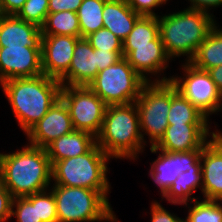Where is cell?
Masks as SVG:
<instances>
[{"label":"cell","instance_id":"cell-2","mask_svg":"<svg viewBox=\"0 0 222 222\" xmlns=\"http://www.w3.org/2000/svg\"><path fill=\"white\" fill-rule=\"evenodd\" d=\"M1 181L13 198L48 190L52 184V165L46 148L27 143L17 151L5 153Z\"/></svg>","mask_w":222,"mask_h":222},{"label":"cell","instance_id":"cell-14","mask_svg":"<svg viewBox=\"0 0 222 222\" xmlns=\"http://www.w3.org/2000/svg\"><path fill=\"white\" fill-rule=\"evenodd\" d=\"M74 130L69 110L60 98L25 135L27 136L28 144L46 148L55 139Z\"/></svg>","mask_w":222,"mask_h":222},{"label":"cell","instance_id":"cell-3","mask_svg":"<svg viewBox=\"0 0 222 222\" xmlns=\"http://www.w3.org/2000/svg\"><path fill=\"white\" fill-rule=\"evenodd\" d=\"M214 15L185 8L178 12L158 15L159 35L171 61L186 56L189 62L211 29L218 24Z\"/></svg>","mask_w":222,"mask_h":222},{"label":"cell","instance_id":"cell-6","mask_svg":"<svg viewBox=\"0 0 222 222\" xmlns=\"http://www.w3.org/2000/svg\"><path fill=\"white\" fill-rule=\"evenodd\" d=\"M58 222H119L109 199L84 187L52 185Z\"/></svg>","mask_w":222,"mask_h":222},{"label":"cell","instance_id":"cell-9","mask_svg":"<svg viewBox=\"0 0 222 222\" xmlns=\"http://www.w3.org/2000/svg\"><path fill=\"white\" fill-rule=\"evenodd\" d=\"M60 98L69 110L74 129L97 137L107 109L104 101L88 86H62Z\"/></svg>","mask_w":222,"mask_h":222},{"label":"cell","instance_id":"cell-20","mask_svg":"<svg viewBox=\"0 0 222 222\" xmlns=\"http://www.w3.org/2000/svg\"><path fill=\"white\" fill-rule=\"evenodd\" d=\"M95 144L96 137L92 134L85 131L74 130L69 134L62 135L58 139H55L46 147V151L51 165H53L56 161L85 154Z\"/></svg>","mask_w":222,"mask_h":222},{"label":"cell","instance_id":"cell-29","mask_svg":"<svg viewBox=\"0 0 222 222\" xmlns=\"http://www.w3.org/2000/svg\"><path fill=\"white\" fill-rule=\"evenodd\" d=\"M11 217H15L16 222H42L38 220L37 193L13 198Z\"/></svg>","mask_w":222,"mask_h":222},{"label":"cell","instance_id":"cell-26","mask_svg":"<svg viewBox=\"0 0 222 222\" xmlns=\"http://www.w3.org/2000/svg\"><path fill=\"white\" fill-rule=\"evenodd\" d=\"M107 0H83L78 8L77 16L81 30V38L103 28V9Z\"/></svg>","mask_w":222,"mask_h":222},{"label":"cell","instance_id":"cell-15","mask_svg":"<svg viewBox=\"0 0 222 222\" xmlns=\"http://www.w3.org/2000/svg\"><path fill=\"white\" fill-rule=\"evenodd\" d=\"M79 38L81 37L43 35L41 46L43 74L60 80L69 70L75 44Z\"/></svg>","mask_w":222,"mask_h":222},{"label":"cell","instance_id":"cell-38","mask_svg":"<svg viewBox=\"0 0 222 222\" xmlns=\"http://www.w3.org/2000/svg\"><path fill=\"white\" fill-rule=\"evenodd\" d=\"M188 2L190 3V6H187V8L204 11L212 15L213 13H211L210 10L213 9V7L216 9L219 6H222V0H188Z\"/></svg>","mask_w":222,"mask_h":222},{"label":"cell","instance_id":"cell-40","mask_svg":"<svg viewBox=\"0 0 222 222\" xmlns=\"http://www.w3.org/2000/svg\"><path fill=\"white\" fill-rule=\"evenodd\" d=\"M211 79L215 82L218 90L222 94V65L209 69L207 71Z\"/></svg>","mask_w":222,"mask_h":222},{"label":"cell","instance_id":"cell-13","mask_svg":"<svg viewBox=\"0 0 222 222\" xmlns=\"http://www.w3.org/2000/svg\"><path fill=\"white\" fill-rule=\"evenodd\" d=\"M42 74L41 48L0 47V84L5 80Z\"/></svg>","mask_w":222,"mask_h":222},{"label":"cell","instance_id":"cell-1","mask_svg":"<svg viewBox=\"0 0 222 222\" xmlns=\"http://www.w3.org/2000/svg\"><path fill=\"white\" fill-rule=\"evenodd\" d=\"M0 85L24 134L60 99L62 88L59 80L45 74L5 80Z\"/></svg>","mask_w":222,"mask_h":222},{"label":"cell","instance_id":"cell-25","mask_svg":"<svg viewBox=\"0 0 222 222\" xmlns=\"http://www.w3.org/2000/svg\"><path fill=\"white\" fill-rule=\"evenodd\" d=\"M42 35H67L81 37L79 20L76 12L60 11L48 13L41 27Z\"/></svg>","mask_w":222,"mask_h":222},{"label":"cell","instance_id":"cell-35","mask_svg":"<svg viewBox=\"0 0 222 222\" xmlns=\"http://www.w3.org/2000/svg\"><path fill=\"white\" fill-rule=\"evenodd\" d=\"M97 60L98 72L104 70L108 66L114 65L123 58V51H104L94 49Z\"/></svg>","mask_w":222,"mask_h":222},{"label":"cell","instance_id":"cell-10","mask_svg":"<svg viewBox=\"0 0 222 222\" xmlns=\"http://www.w3.org/2000/svg\"><path fill=\"white\" fill-rule=\"evenodd\" d=\"M184 63L181 65L183 77L175 74L169 76L170 81L185 98L210 119V115L219 111L222 94L207 71L197 69L189 62Z\"/></svg>","mask_w":222,"mask_h":222},{"label":"cell","instance_id":"cell-41","mask_svg":"<svg viewBox=\"0 0 222 222\" xmlns=\"http://www.w3.org/2000/svg\"><path fill=\"white\" fill-rule=\"evenodd\" d=\"M222 110V100H221V105H220V108H219V111L218 112H221ZM215 132H211V136L213 139H216V140H222V132L221 131H218V129L214 130Z\"/></svg>","mask_w":222,"mask_h":222},{"label":"cell","instance_id":"cell-11","mask_svg":"<svg viewBox=\"0 0 222 222\" xmlns=\"http://www.w3.org/2000/svg\"><path fill=\"white\" fill-rule=\"evenodd\" d=\"M151 153H159L157 159L150 165L149 175L164 195L181 173L192 169V166H201L200 157L202 149L187 152H165L154 146Z\"/></svg>","mask_w":222,"mask_h":222},{"label":"cell","instance_id":"cell-39","mask_svg":"<svg viewBox=\"0 0 222 222\" xmlns=\"http://www.w3.org/2000/svg\"><path fill=\"white\" fill-rule=\"evenodd\" d=\"M26 0H0V14L16 15Z\"/></svg>","mask_w":222,"mask_h":222},{"label":"cell","instance_id":"cell-33","mask_svg":"<svg viewBox=\"0 0 222 222\" xmlns=\"http://www.w3.org/2000/svg\"><path fill=\"white\" fill-rule=\"evenodd\" d=\"M128 5L138 14L143 16H158L155 13L156 8L164 3L161 0H126Z\"/></svg>","mask_w":222,"mask_h":222},{"label":"cell","instance_id":"cell-5","mask_svg":"<svg viewBox=\"0 0 222 222\" xmlns=\"http://www.w3.org/2000/svg\"><path fill=\"white\" fill-rule=\"evenodd\" d=\"M110 159L95 144L85 154L56 161L52 165V184L93 189L100 191L109 199L111 184L107 178V172Z\"/></svg>","mask_w":222,"mask_h":222},{"label":"cell","instance_id":"cell-42","mask_svg":"<svg viewBox=\"0 0 222 222\" xmlns=\"http://www.w3.org/2000/svg\"><path fill=\"white\" fill-rule=\"evenodd\" d=\"M3 157H4V152L0 153V180L2 179Z\"/></svg>","mask_w":222,"mask_h":222},{"label":"cell","instance_id":"cell-37","mask_svg":"<svg viewBox=\"0 0 222 222\" xmlns=\"http://www.w3.org/2000/svg\"><path fill=\"white\" fill-rule=\"evenodd\" d=\"M83 0H49V13H57L60 11L77 12Z\"/></svg>","mask_w":222,"mask_h":222},{"label":"cell","instance_id":"cell-43","mask_svg":"<svg viewBox=\"0 0 222 222\" xmlns=\"http://www.w3.org/2000/svg\"><path fill=\"white\" fill-rule=\"evenodd\" d=\"M164 4H166L169 0H161Z\"/></svg>","mask_w":222,"mask_h":222},{"label":"cell","instance_id":"cell-17","mask_svg":"<svg viewBox=\"0 0 222 222\" xmlns=\"http://www.w3.org/2000/svg\"><path fill=\"white\" fill-rule=\"evenodd\" d=\"M202 195L205 200L222 198V140L211 139L202 149Z\"/></svg>","mask_w":222,"mask_h":222},{"label":"cell","instance_id":"cell-21","mask_svg":"<svg viewBox=\"0 0 222 222\" xmlns=\"http://www.w3.org/2000/svg\"><path fill=\"white\" fill-rule=\"evenodd\" d=\"M103 27L122 41L130 34L137 19L136 13L126 0H107L103 9Z\"/></svg>","mask_w":222,"mask_h":222},{"label":"cell","instance_id":"cell-34","mask_svg":"<svg viewBox=\"0 0 222 222\" xmlns=\"http://www.w3.org/2000/svg\"><path fill=\"white\" fill-rule=\"evenodd\" d=\"M151 212L149 214L151 217V222H184V218H180L176 213H171L167 211L158 201H153L151 203Z\"/></svg>","mask_w":222,"mask_h":222},{"label":"cell","instance_id":"cell-8","mask_svg":"<svg viewBox=\"0 0 222 222\" xmlns=\"http://www.w3.org/2000/svg\"><path fill=\"white\" fill-rule=\"evenodd\" d=\"M146 83L123 57L99 71L88 87L108 106L135 102Z\"/></svg>","mask_w":222,"mask_h":222},{"label":"cell","instance_id":"cell-19","mask_svg":"<svg viewBox=\"0 0 222 222\" xmlns=\"http://www.w3.org/2000/svg\"><path fill=\"white\" fill-rule=\"evenodd\" d=\"M98 74L96 54L86 38L75 44L68 72L59 80L62 86H88Z\"/></svg>","mask_w":222,"mask_h":222},{"label":"cell","instance_id":"cell-22","mask_svg":"<svg viewBox=\"0 0 222 222\" xmlns=\"http://www.w3.org/2000/svg\"><path fill=\"white\" fill-rule=\"evenodd\" d=\"M200 188L202 193V170L201 166H192V169L181 173L175 182L170 186L168 191L162 196V199H166L169 204L189 205V201L198 200L191 195Z\"/></svg>","mask_w":222,"mask_h":222},{"label":"cell","instance_id":"cell-28","mask_svg":"<svg viewBox=\"0 0 222 222\" xmlns=\"http://www.w3.org/2000/svg\"><path fill=\"white\" fill-rule=\"evenodd\" d=\"M184 222H222V205L219 201L202 199L192 201Z\"/></svg>","mask_w":222,"mask_h":222},{"label":"cell","instance_id":"cell-16","mask_svg":"<svg viewBox=\"0 0 222 222\" xmlns=\"http://www.w3.org/2000/svg\"><path fill=\"white\" fill-rule=\"evenodd\" d=\"M210 127V124H169L154 147L168 153L203 149L212 139Z\"/></svg>","mask_w":222,"mask_h":222},{"label":"cell","instance_id":"cell-36","mask_svg":"<svg viewBox=\"0 0 222 222\" xmlns=\"http://www.w3.org/2000/svg\"><path fill=\"white\" fill-rule=\"evenodd\" d=\"M13 197L0 180V222L11 220Z\"/></svg>","mask_w":222,"mask_h":222},{"label":"cell","instance_id":"cell-31","mask_svg":"<svg viewBox=\"0 0 222 222\" xmlns=\"http://www.w3.org/2000/svg\"><path fill=\"white\" fill-rule=\"evenodd\" d=\"M93 49L104 51H123V42L110 30L101 28L86 37Z\"/></svg>","mask_w":222,"mask_h":222},{"label":"cell","instance_id":"cell-23","mask_svg":"<svg viewBox=\"0 0 222 222\" xmlns=\"http://www.w3.org/2000/svg\"><path fill=\"white\" fill-rule=\"evenodd\" d=\"M222 27L215 25L189 61L195 68L208 71L222 65Z\"/></svg>","mask_w":222,"mask_h":222},{"label":"cell","instance_id":"cell-27","mask_svg":"<svg viewBox=\"0 0 222 222\" xmlns=\"http://www.w3.org/2000/svg\"><path fill=\"white\" fill-rule=\"evenodd\" d=\"M158 36V16L141 15L135 22L130 34L122 42L123 46L152 45V41Z\"/></svg>","mask_w":222,"mask_h":222},{"label":"cell","instance_id":"cell-32","mask_svg":"<svg viewBox=\"0 0 222 222\" xmlns=\"http://www.w3.org/2000/svg\"><path fill=\"white\" fill-rule=\"evenodd\" d=\"M37 213L42 222H58L56 202L50 188L37 193Z\"/></svg>","mask_w":222,"mask_h":222},{"label":"cell","instance_id":"cell-4","mask_svg":"<svg viewBox=\"0 0 222 222\" xmlns=\"http://www.w3.org/2000/svg\"><path fill=\"white\" fill-rule=\"evenodd\" d=\"M96 144L112 159L136 160L145 149L136 103L108 105Z\"/></svg>","mask_w":222,"mask_h":222},{"label":"cell","instance_id":"cell-18","mask_svg":"<svg viewBox=\"0 0 222 222\" xmlns=\"http://www.w3.org/2000/svg\"><path fill=\"white\" fill-rule=\"evenodd\" d=\"M42 31L16 15L0 14V47L41 48Z\"/></svg>","mask_w":222,"mask_h":222},{"label":"cell","instance_id":"cell-24","mask_svg":"<svg viewBox=\"0 0 222 222\" xmlns=\"http://www.w3.org/2000/svg\"><path fill=\"white\" fill-rule=\"evenodd\" d=\"M169 124H210L209 118L185 98L171 82V106L167 117Z\"/></svg>","mask_w":222,"mask_h":222},{"label":"cell","instance_id":"cell-7","mask_svg":"<svg viewBox=\"0 0 222 222\" xmlns=\"http://www.w3.org/2000/svg\"><path fill=\"white\" fill-rule=\"evenodd\" d=\"M135 103L144 144L147 143L144 139L147 135L149 146H155L169 125L167 117L171 106V81L147 82Z\"/></svg>","mask_w":222,"mask_h":222},{"label":"cell","instance_id":"cell-12","mask_svg":"<svg viewBox=\"0 0 222 222\" xmlns=\"http://www.w3.org/2000/svg\"><path fill=\"white\" fill-rule=\"evenodd\" d=\"M123 57L147 82H152L151 78L153 77L150 74L154 76L153 82H167L171 80V78L163 75L164 70L169 67L171 58L165 51L160 35L152 41V45L123 46ZM161 75L163 77H160Z\"/></svg>","mask_w":222,"mask_h":222},{"label":"cell","instance_id":"cell-30","mask_svg":"<svg viewBox=\"0 0 222 222\" xmlns=\"http://www.w3.org/2000/svg\"><path fill=\"white\" fill-rule=\"evenodd\" d=\"M49 0H26L16 16L41 28L49 13Z\"/></svg>","mask_w":222,"mask_h":222}]
</instances>
